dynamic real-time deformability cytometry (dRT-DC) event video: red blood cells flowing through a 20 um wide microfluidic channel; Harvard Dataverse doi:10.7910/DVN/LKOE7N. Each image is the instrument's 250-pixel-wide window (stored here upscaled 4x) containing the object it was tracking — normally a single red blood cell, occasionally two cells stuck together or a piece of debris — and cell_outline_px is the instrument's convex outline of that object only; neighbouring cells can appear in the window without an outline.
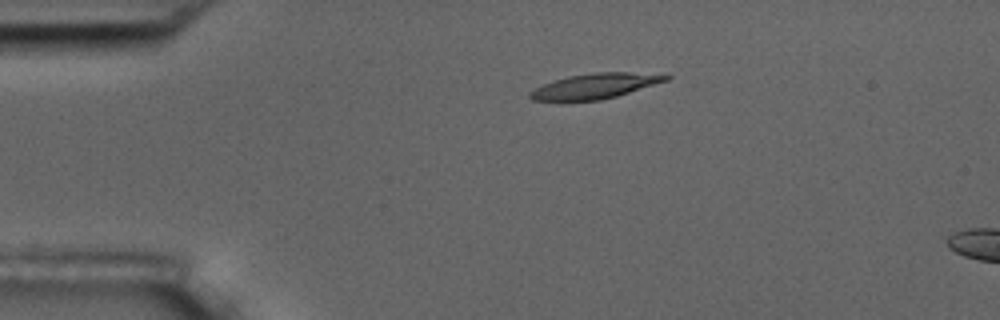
{"species": "common noctule bat (a hibernating species)", "species_latin": "Nyctalus noctula", "temperature_condition": "room temperature", "stored_images_in_passage": 4, "camera_frame_rate_fps": 3000, "um_per_image_px": 0.085, "animal": {"sex": "male", "body_mass_g": 17.5, "forearm_length_mm": 52.3}, "frame": {"image": 1, "passage_image": 2, "time_ms": 1.333, "image_size_px": [1000, 320], "cell_outline_px": [[672, 76], [668, 80], [616, 96], [600, 100], [532, 100], [528, 96], [528, 92], [544, 84], [568, 76], [596, 72], [628, 72]], "centroid_in_image_um": [50.55, 7.31], "position_along_channel_um": 34.4, "area_um2": 19.42}}